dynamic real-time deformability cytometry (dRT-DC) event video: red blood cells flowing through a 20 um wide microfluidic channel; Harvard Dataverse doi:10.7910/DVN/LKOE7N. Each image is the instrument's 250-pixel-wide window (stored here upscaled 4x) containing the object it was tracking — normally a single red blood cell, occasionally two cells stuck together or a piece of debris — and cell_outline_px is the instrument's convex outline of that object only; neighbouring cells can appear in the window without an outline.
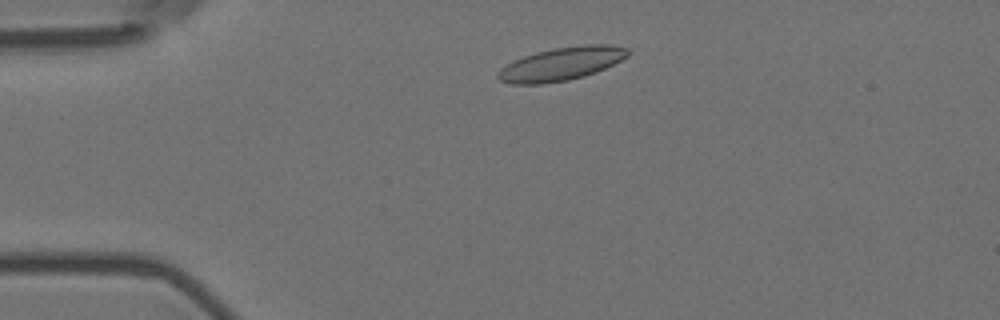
{"species": "Egyptian fruit bat (a non-hibernating species)", "species_latin": "Rousettus aegyptiacus", "temperature_condition": "room temperature", "stored_images_in_passage": 3, "camera_frame_rate_fps": 3000, "um_per_image_px": 0.085, "animal": {"sex": "female"}, "frame": {"image": 1, "passage_image": 2, "time_ms": 0.333, "image_size_px": [1000, 320], "cell_outline_px": [[632, 52], [628, 56], [596, 72], [584, 76], [568, 80], [544, 84], [512, 84], [500, 80], [496, 76], [496, 72], [500, 68], [512, 60], [536, 52], [556, 48], [584, 44], [608, 44], [628, 48]], "centroid_in_image_um": [47.7, 5.43], "position_along_channel_um": 37.3, "area_um2": 25.26}}